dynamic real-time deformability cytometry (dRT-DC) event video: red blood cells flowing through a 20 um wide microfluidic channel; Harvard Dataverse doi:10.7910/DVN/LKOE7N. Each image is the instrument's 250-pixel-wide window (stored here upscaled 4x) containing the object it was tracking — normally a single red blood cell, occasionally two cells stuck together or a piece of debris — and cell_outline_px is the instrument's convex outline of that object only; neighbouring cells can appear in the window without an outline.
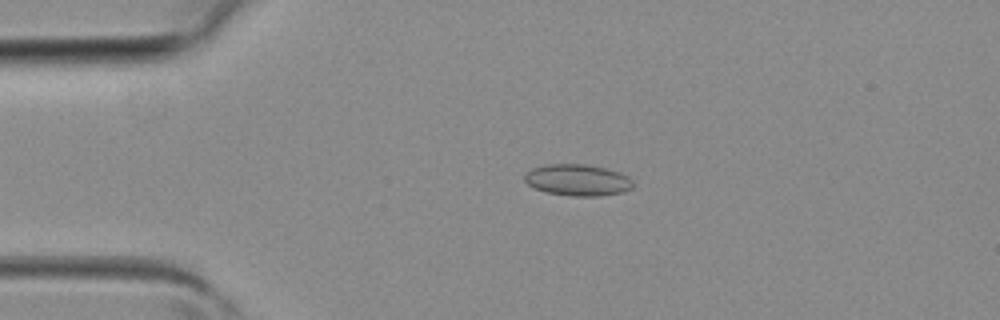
{"species": "common noctule bat (a hibernating species)", "species_latin": "Nyctalus noctula", "temperature_condition": "room temperature", "stored_images_in_passage": 4, "camera_frame_rate_fps": 3000, "um_per_image_px": 0.085, "animal": {"sex": "female", "body_mass_g": 19.3, "forearm_length_mm": 54.1}, "frame": {"image": 1, "passage_image": 3, "time_ms": 0.667, "image_size_px": [1000, 320], "cell_outline_px": [[632, 188], [624, 192], [600, 196], [572, 196], [544, 192], [528, 184], [524, 180], [524, 172], [532, 168], [544, 164], [584, 164], [604, 168], [620, 172], [628, 176], [632, 180]], "centroid_in_image_um": [49.08, 15.3], "position_along_channel_um": 35.9, "area_um2": 20.06}}